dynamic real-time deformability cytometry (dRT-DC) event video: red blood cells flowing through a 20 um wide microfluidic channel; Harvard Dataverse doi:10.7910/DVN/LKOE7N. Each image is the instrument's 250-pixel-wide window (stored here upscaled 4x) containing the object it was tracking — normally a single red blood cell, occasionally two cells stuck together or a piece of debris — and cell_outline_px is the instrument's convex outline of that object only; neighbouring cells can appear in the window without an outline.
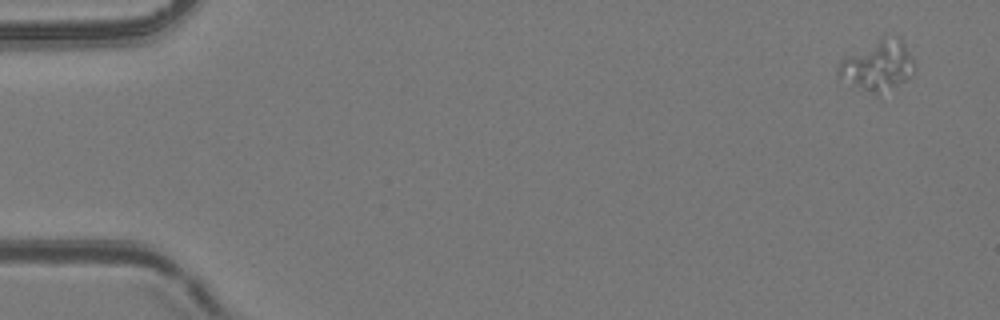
{"species": "common noctule bat (a hibernating species)", "species_latin": "Nyctalus noctula", "temperature_condition": "room temperature", "stored_images_in_passage": 5, "camera_frame_rate_fps": 3000, "um_per_image_px": 0.085, "animal": {"sex": "female", "body_mass_g": 24.6, "forearm_length_mm": 56.2}, "frame": {"image": 1, "passage_image": 1, "time_ms": 0.0, "image_size_px": [1000, 320], "cell_outline_px": [[916, 64], [912, 76], [876, 96], [860, 88], [840, 76], [836, 72], [836, 68], [840, 60], [880, 36], [900, 36], [916, 60]], "centroid_in_image_um": [74.67, 5.52], "position_along_channel_um": 10.3, "area_um2": 22.54}}
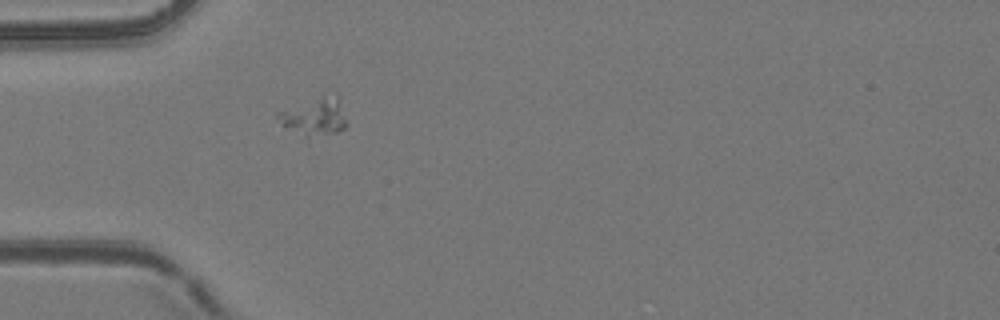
{"frame": {"image": 2, "passage_image": 5, "time_ms": 5.0, "image_size_px": [1000, 320], "cell_outline_px": [[344, 128], [336, 132], [308, 136], [284, 124], [276, 116], [276, 112], [336, 96], [344, 120]], "centroid_in_image_um": [26.72, 9.98], "position_along_channel_um": 58.3, "area_um2": 12.77}}